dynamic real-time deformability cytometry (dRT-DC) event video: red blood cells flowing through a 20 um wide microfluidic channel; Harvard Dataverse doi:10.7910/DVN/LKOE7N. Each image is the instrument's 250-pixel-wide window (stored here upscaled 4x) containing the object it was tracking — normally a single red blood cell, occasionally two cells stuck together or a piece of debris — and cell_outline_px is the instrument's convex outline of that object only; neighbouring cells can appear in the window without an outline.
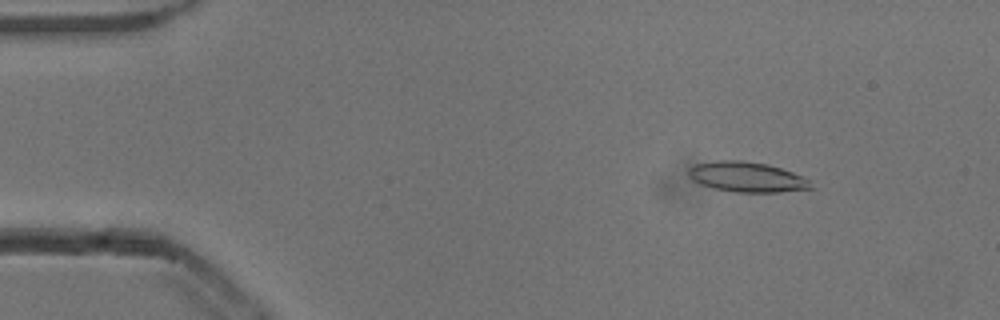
{"species": "common noctule bat (a hibernating species)", "species_latin": "Nyctalus noctula", "temperature_condition": "cold", "stored_images_in_passage": 53, "camera_frame_rate_fps": 3000, "um_per_image_px": 0.085, "animal": {"sex": "male", "body_mass_g": 13.3}, "frame": {"image": 1, "passage_image": 7, "time_ms": 2.0, "image_size_px": [1000, 320], "cell_outline_px": [[816, 188], [780, 192], [736, 192], [716, 188], [700, 184], [692, 180], [688, 172], [688, 168], [696, 164], [716, 160], [744, 160], [768, 164], [792, 172], [808, 180]], "centroid_in_image_um": [63.49, 15.04], "position_along_channel_um": 21.5, "area_um2": 21.44}}
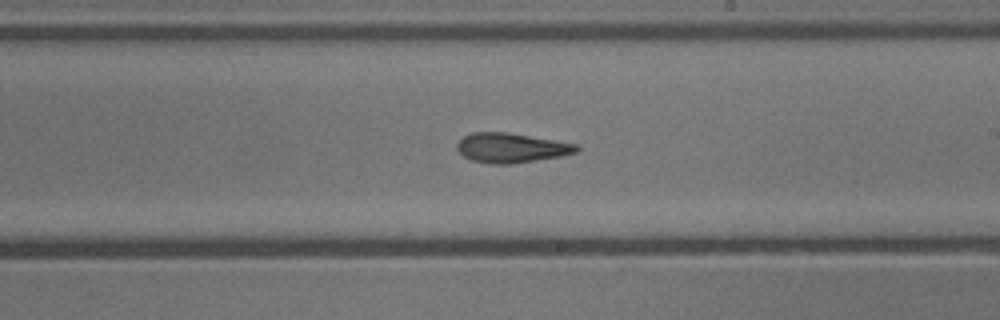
{"frame": {"image": 2, "passage_image": 31, "time_ms": 10.0, "image_size_px": [1000, 320], "cell_outline_px": [[580, 148], [576, 152], [560, 156], [512, 164], [492, 164], [472, 160], [464, 156], [456, 148], [456, 144], [464, 136], [472, 132], [508, 132], [576, 144]], "centroid_in_image_um": [43.43, 12.56], "position_along_channel_um": 245.6, "area_um2": 20.46}}
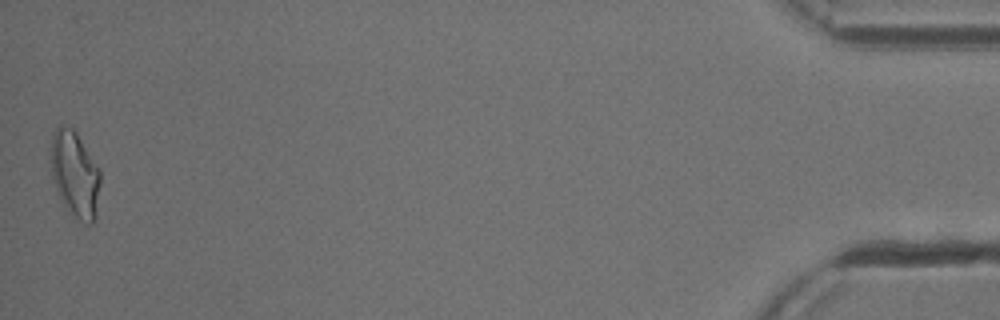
{"frame": {"image": 3, "passage_image": 53, "time_ms": 17.333, "image_size_px": [1000, 320], "cell_outline_px": [[100, 184], [96, 216], [92, 224], [88, 224], [72, 220], [56, 188], [52, 176], [52, 132], [60, 124], [72, 128], [76, 132], [100, 168]], "centroid_in_image_um": [6.4, 14.86], "position_along_channel_um": 428.8, "area_um2": 25.03}, "authors_computed_cell_mechanics": {"area_um2": 20.8658, "velocity_mm_per_s": 3.843, "shape_relaxation_time_tau1_ms": null, "shape_relaxation_time_tau2_ms": 3.9266, "deformation_change_tau1": null, "deformation_change_tau2": 0.1479}}